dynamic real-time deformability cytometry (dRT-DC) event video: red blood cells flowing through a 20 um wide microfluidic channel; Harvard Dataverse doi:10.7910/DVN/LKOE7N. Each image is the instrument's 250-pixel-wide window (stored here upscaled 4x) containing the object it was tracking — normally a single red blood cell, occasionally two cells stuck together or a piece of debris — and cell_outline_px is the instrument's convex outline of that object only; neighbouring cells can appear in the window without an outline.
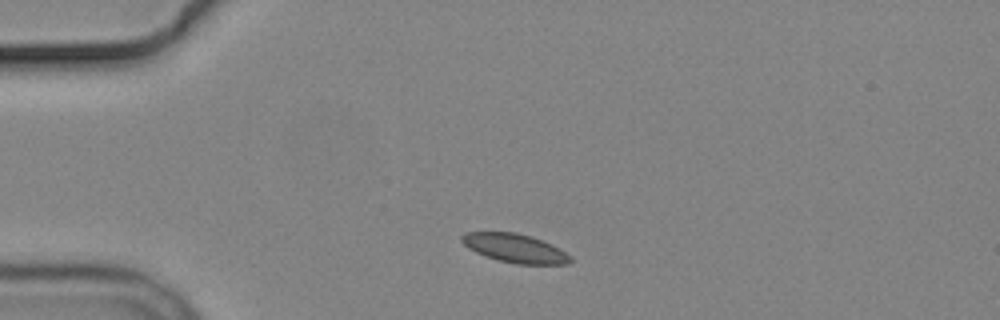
{"species": "common noctule bat (a hibernating species)", "species_latin": "Nyctalus noctula", "temperature_condition": "cold", "stored_images_in_passage": 2, "camera_frame_rate_fps": 3000, "um_per_image_px": 0.085, "animal": {"sex": "male", "body_mass_g": 19.2, "forearm_length_mm": 51.8}, "frame": {"image": 1, "passage_image": 1, "time_ms": 0.0, "image_size_px": [1000, 320], "cell_outline_px": [[572, 260], [568, 264], [516, 264], [484, 256], [468, 248], [460, 240], [460, 236], [464, 232], [516, 232], [532, 236], [552, 244], [572, 256]], "centroid_in_image_um": [43.77, 21.09], "position_along_channel_um": 41.2, "area_um2": 18.32}}